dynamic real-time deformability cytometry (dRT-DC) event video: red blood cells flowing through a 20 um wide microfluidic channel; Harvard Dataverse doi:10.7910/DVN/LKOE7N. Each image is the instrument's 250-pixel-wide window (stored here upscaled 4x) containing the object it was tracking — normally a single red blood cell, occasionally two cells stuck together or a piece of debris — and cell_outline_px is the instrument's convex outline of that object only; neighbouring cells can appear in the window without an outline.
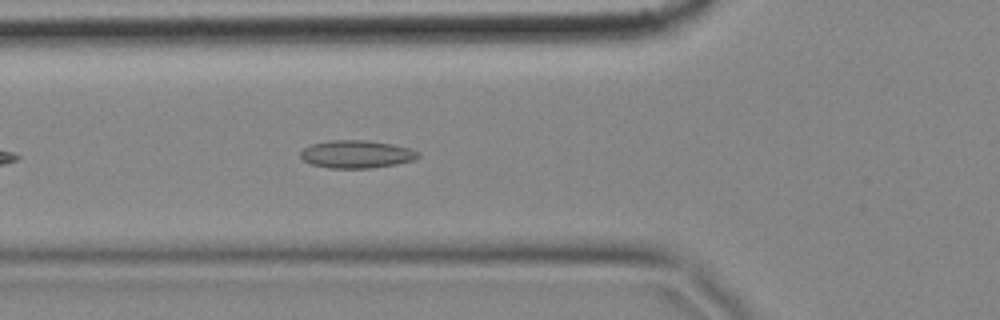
{"species": "common noctule bat (a hibernating species)", "species_latin": "Nyctalus noctula", "temperature_condition": "cold", "stored_images_in_passage": 18, "camera_frame_rate_fps": 3000, "um_per_image_px": 0.085, "animal": {"sex": "female", "body_mass_g": 18.4}, "frame": {"image": 1, "passage_image": 8, "time_ms": 2.333, "image_size_px": [1000, 320], "cell_outline_px": [[420, 156], [416, 160], [396, 164], [372, 168], [328, 168], [312, 164], [304, 160], [300, 156], [300, 152], [304, 148], [312, 144], [328, 140], [368, 140], [392, 144], [408, 148], [420, 152]], "centroid_in_image_um": [30.33, 13.1], "position_along_channel_um": 95.5, "area_um2": 19.13}}
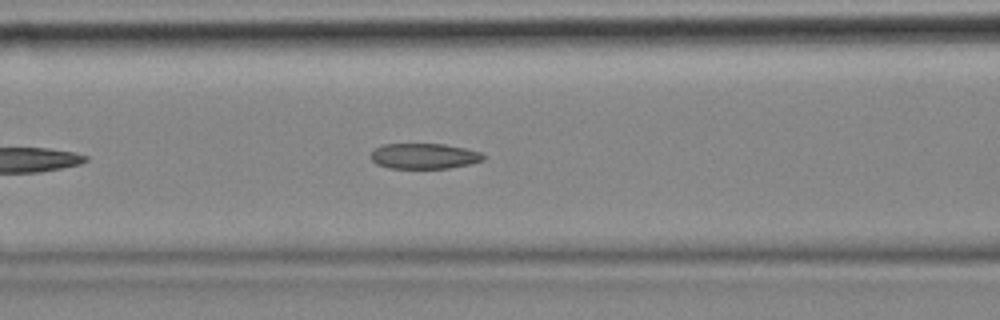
{"frame": {"image": 2, "passage_image": 11, "time_ms": 3.333, "image_size_px": [1000, 320], "cell_outline_px": [[484, 160], [468, 164], [448, 168], [388, 168], [376, 164], [372, 160], [372, 152], [376, 148], [384, 144], [444, 144], [464, 148], [480, 152], [484, 156]], "centroid_in_image_um": [36.04, 13.27], "position_along_channel_um": 130.6, "area_um2": 16.53}}